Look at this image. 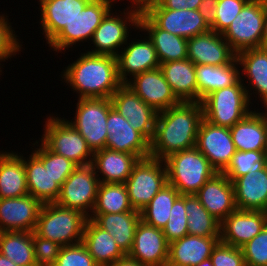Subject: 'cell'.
<instances>
[{
  "label": "cell",
  "mask_w": 267,
  "mask_h": 266,
  "mask_svg": "<svg viewBox=\"0 0 267 266\" xmlns=\"http://www.w3.org/2000/svg\"><path fill=\"white\" fill-rule=\"evenodd\" d=\"M201 102H180L157 114L150 156L164 160L170 154L196 146L203 119Z\"/></svg>",
  "instance_id": "1"
},
{
  "label": "cell",
  "mask_w": 267,
  "mask_h": 266,
  "mask_svg": "<svg viewBox=\"0 0 267 266\" xmlns=\"http://www.w3.org/2000/svg\"><path fill=\"white\" fill-rule=\"evenodd\" d=\"M61 76L78 98H109L123 84L118 76L117 59L111 55L81 53Z\"/></svg>",
  "instance_id": "2"
},
{
  "label": "cell",
  "mask_w": 267,
  "mask_h": 266,
  "mask_svg": "<svg viewBox=\"0 0 267 266\" xmlns=\"http://www.w3.org/2000/svg\"><path fill=\"white\" fill-rule=\"evenodd\" d=\"M87 219L79 210L63 207L56 202L44 203L34 233L61 246L75 245L82 242Z\"/></svg>",
  "instance_id": "3"
},
{
  "label": "cell",
  "mask_w": 267,
  "mask_h": 266,
  "mask_svg": "<svg viewBox=\"0 0 267 266\" xmlns=\"http://www.w3.org/2000/svg\"><path fill=\"white\" fill-rule=\"evenodd\" d=\"M164 161L168 184L180 195H195L217 173L196 147L170 154Z\"/></svg>",
  "instance_id": "4"
},
{
  "label": "cell",
  "mask_w": 267,
  "mask_h": 266,
  "mask_svg": "<svg viewBox=\"0 0 267 266\" xmlns=\"http://www.w3.org/2000/svg\"><path fill=\"white\" fill-rule=\"evenodd\" d=\"M243 78L232 86L218 89L202 101L203 117L211 124L231 128L252 110Z\"/></svg>",
  "instance_id": "5"
},
{
  "label": "cell",
  "mask_w": 267,
  "mask_h": 266,
  "mask_svg": "<svg viewBox=\"0 0 267 266\" xmlns=\"http://www.w3.org/2000/svg\"><path fill=\"white\" fill-rule=\"evenodd\" d=\"M48 117L40 141L50 151L64 156L77 166L92 164L94 153L72 124L64 118L54 117L53 115Z\"/></svg>",
  "instance_id": "6"
},
{
  "label": "cell",
  "mask_w": 267,
  "mask_h": 266,
  "mask_svg": "<svg viewBox=\"0 0 267 266\" xmlns=\"http://www.w3.org/2000/svg\"><path fill=\"white\" fill-rule=\"evenodd\" d=\"M124 184L131 206L141 211L168 184L165 161L151 156L139 159Z\"/></svg>",
  "instance_id": "7"
},
{
  "label": "cell",
  "mask_w": 267,
  "mask_h": 266,
  "mask_svg": "<svg viewBox=\"0 0 267 266\" xmlns=\"http://www.w3.org/2000/svg\"><path fill=\"white\" fill-rule=\"evenodd\" d=\"M131 4V10L129 8H125L123 12L124 14L121 13V15H117V12L112 13V10L106 14L100 25L94 31V35L91 40L92 44L96 48L92 51L86 52L91 54L111 55L115 57L118 55L120 52L119 48L122 49L123 44L126 45L127 40L129 39V27L135 26L133 27L134 29L139 26V16L142 11V7L132 0Z\"/></svg>",
  "instance_id": "8"
},
{
  "label": "cell",
  "mask_w": 267,
  "mask_h": 266,
  "mask_svg": "<svg viewBox=\"0 0 267 266\" xmlns=\"http://www.w3.org/2000/svg\"><path fill=\"white\" fill-rule=\"evenodd\" d=\"M74 121H69L94 153L105 148L107 118L113 108L109 98H78Z\"/></svg>",
  "instance_id": "9"
},
{
  "label": "cell",
  "mask_w": 267,
  "mask_h": 266,
  "mask_svg": "<svg viewBox=\"0 0 267 266\" xmlns=\"http://www.w3.org/2000/svg\"><path fill=\"white\" fill-rule=\"evenodd\" d=\"M264 21L265 1L249 0L222 36L236 54L244 50L260 48Z\"/></svg>",
  "instance_id": "10"
},
{
  "label": "cell",
  "mask_w": 267,
  "mask_h": 266,
  "mask_svg": "<svg viewBox=\"0 0 267 266\" xmlns=\"http://www.w3.org/2000/svg\"><path fill=\"white\" fill-rule=\"evenodd\" d=\"M117 0H91L72 21L49 43L53 51L62 52L76 43L92 40L94 31Z\"/></svg>",
  "instance_id": "11"
},
{
  "label": "cell",
  "mask_w": 267,
  "mask_h": 266,
  "mask_svg": "<svg viewBox=\"0 0 267 266\" xmlns=\"http://www.w3.org/2000/svg\"><path fill=\"white\" fill-rule=\"evenodd\" d=\"M100 181L92 164L77 166L63 182L56 203L89 217L96 202Z\"/></svg>",
  "instance_id": "12"
},
{
  "label": "cell",
  "mask_w": 267,
  "mask_h": 266,
  "mask_svg": "<svg viewBox=\"0 0 267 266\" xmlns=\"http://www.w3.org/2000/svg\"><path fill=\"white\" fill-rule=\"evenodd\" d=\"M141 7L160 29L186 39L211 30L198 9H165L157 0H148Z\"/></svg>",
  "instance_id": "13"
},
{
  "label": "cell",
  "mask_w": 267,
  "mask_h": 266,
  "mask_svg": "<svg viewBox=\"0 0 267 266\" xmlns=\"http://www.w3.org/2000/svg\"><path fill=\"white\" fill-rule=\"evenodd\" d=\"M112 107L149 142L155 132L158 112L146 104L131 88L123 83L110 97Z\"/></svg>",
  "instance_id": "14"
},
{
  "label": "cell",
  "mask_w": 267,
  "mask_h": 266,
  "mask_svg": "<svg viewBox=\"0 0 267 266\" xmlns=\"http://www.w3.org/2000/svg\"><path fill=\"white\" fill-rule=\"evenodd\" d=\"M195 147L217 172H223L228 167L236 152L230 128L211 124L204 118L198 129Z\"/></svg>",
  "instance_id": "15"
},
{
  "label": "cell",
  "mask_w": 267,
  "mask_h": 266,
  "mask_svg": "<svg viewBox=\"0 0 267 266\" xmlns=\"http://www.w3.org/2000/svg\"><path fill=\"white\" fill-rule=\"evenodd\" d=\"M125 84L158 113L181 102L160 67L137 74Z\"/></svg>",
  "instance_id": "16"
},
{
  "label": "cell",
  "mask_w": 267,
  "mask_h": 266,
  "mask_svg": "<svg viewBox=\"0 0 267 266\" xmlns=\"http://www.w3.org/2000/svg\"><path fill=\"white\" fill-rule=\"evenodd\" d=\"M128 256L147 266H166L169 242L162 229L140 220Z\"/></svg>",
  "instance_id": "17"
},
{
  "label": "cell",
  "mask_w": 267,
  "mask_h": 266,
  "mask_svg": "<svg viewBox=\"0 0 267 266\" xmlns=\"http://www.w3.org/2000/svg\"><path fill=\"white\" fill-rule=\"evenodd\" d=\"M187 58L195 65L222 66L233 63L237 54L222 34L209 30L188 39Z\"/></svg>",
  "instance_id": "18"
},
{
  "label": "cell",
  "mask_w": 267,
  "mask_h": 266,
  "mask_svg": "<svg viewBox=\"0 0 267 266\" xmlns=\"http://www.w3.org/2000/svg\"><path fill=\"white\" fill-rule=\"evenodd\" d=\"M106 126L108 136L105 148L133 154L138 159L150 156V142L114 108L108 113Z\"/></svg>",
  "instance_id": "19"
},
{
  "label": "cell",
  "mask_w": 267,
  "mask_h": 266,
  "mask_svg": "<svg viewBox=\"0 0 267 266\" xmlns=\"http://www.w3.org/2000/svg\"><path fill=\"white\" fill-rule=\"evenodd\" d=\"M267 225V212L236 209L220 224V242L241 248Z\"/></svg>",
  "instance_id": "20"
},
{
  "label": "cell",
  "mask_w": 267,
  "mask_h": 266,
  "mask_svg": "<svg viewBox=\"0 0 267 266\" xmlns=\"http://www.w3.org/2000/svg\"><path fill=\"white\" fill-rule=\"evenodd\" d=\"M42 203L31 195L0 199V232H34Z\"/></svg>",
  "instance_id": "21"
},
{
  "label": "cell",
  "mask_w": 267,
  "mask_h": 266,
  "mask_svg": "<svg viewBox=\"0 0 267 266\" xmlns=\"http://www.w3.org/2000/svg\"><path fill=\"white\" fill-rule=\"evenodd\" d=\"M195 196L205 209L220 222L237 209L233 183L223 172L214 174Z\"/></svg>",
  "instance_id": "22"
},
{
  "label": "cell",
  "mask_w": 267,
  "mask_h": 266,
  "mask_svg": "<svg viewBox=\"0 0 267 266\" xmlns=\"http://www.w3.org/2000/svg\"><path fill=\"white\" fill-rule=\"evenodd\" d=\"M135 40L130 43L127 41V47L122 48L124 50H120L121 52L116 56L118 76L122 83L128 81L127 76L133 77L160 67V61L151 40L147 36L145 39Z\"/></svg>",
  "instance_id": "23"
},
{
  "label": "cell",
  "mask_w": 267,
  "mask_h": 266,
  "mask_svg": "<svg viewBox=\"0 0 267 266\" xmlns=\"http://www.w3.org/2000/svg\"><path fill=\"white\" fill-rule=\"evenodd\" d=\"M91 0H43L41 8V28L49 44L72 21Z\"/></svg>",
  "instance_id": "24"
},
{
  "label": "cell",
  "mask_w": 267,
  "mask_h": 266,
  "mask_svg": "<svg viewBox=\"0 0 267 266\" xmlns=\"http://www.w3.org/2000/svg\"><path fill=\"white\" fill-rule=\"evenodd\" d=\"M220 237L186 235L169 243L166 266H196L209 259Z\"/></svg>",
  "instance_id": "25"
},
{
  "label": "cell",
  "mask_w": 267,
  "mask_h": 266,
  "mask_svg": "<svg viewBox=\"0 0 267 266\" xmlns=\"http://www.w3.org/2000/svg\"><path fill=\"white\" fill-rule=\"evenodd\" d=\"M232 183L238 210L267 212V165L236 178Z\"/></svg>",
  "instance_id": "26"
},
{
  "label": "cell",
  "mask_w": 267,
  "mask_h": 266,
  "mask_svg": "<svg viewBox=\"0 0 267 266\" xmlns=\"http://www.w3.org/2000/svg\"><path fill=\"white\" fill-rule=\"evenodd\" d=\"M138 28L137 30L147 32L160 64L187 59L188 39L160 29L143 11L139 16Z\"/></svg>",
  "instance_id": "27"
},
{
  "label": "cell",
  "mask_w": 267,
  "mask_h": 266,
  "mask_svg": "<svg viewBox=\"0 0 267 266\" xmlns=\"http://www.w3.org/2000/svg\"><path fill=\"white\" fill-rule=\"evenodd\" d=\"M263 112L251 111L230 128L236 151H266L267 124Z\"/></svg>",
  "instance_id": "28"
},
{
  "label": "cell",
  "mask_w": 267,
  "mask_h": 266,
  "mask_svg": "<svg viewBox=\"0 0 267 266\" xmlns=\"http://www.w3.org/2000/svg\"><path fill=\"white\" fill-rule=\"evenodd\" d=\"M138 160L133 154L104 148L94 152L92 165L100 183H125Z\"/></svg>",
  "instance_id": "29"
},
{
  "label": "cell",
  "mask_w": 267,
  "mask_h": 266,
  "mask_svg": "<svg viewBox=\"0 0 267 266\" xmlns=\"http://www.w3.org/2000/svg\"><path fill=\"white\" fill-rule=\"evenodd\" d=\"M88 218L106 230L115 239L121 250L128 255L131 251L136 228L141 220L140 211L91 214Z\"/></svg>",
  "instance_id": "30"
},
{
  "label": "cell",
  "mask_w": 267,
  "mask_h": 266,
  "mask_svg": "<svg viewBox=\"0 0 267 266\" xmlns=\"http://www.w3.org/2000/svg\"><path fill=\"white\" fill-rule=\"evenodd\" d=\"M82 243L99 266H108L126 256L115 239L90 218L84 226Z\"/></svg>",
  "instance_id": "31"
},
{
  "label": "cell",
  "mask_w": 267,
  "mask_h": 266,
  "mask_svg": "<svg viewBox=\"0 0 267 266\" xmlns=\"http://www.w3.org/2000/svg\"><path fill=\"white\" fill-rule=\"evenodd\" d=\"M237 60L239 62V68L242 67V74H245L244 78H248L250 85L245 88L247 91V95L249 101L251 99L250 92L254 89V93L258 94L260 102H262V106H267V49L265 48H252L248 50H244L237 54ZM252 86V87H251ZM252 88V89H251ZM258 91V92H257ZM251 93V94H250Z\"/></svg>",
  "instance_id": "32"
},
{
  "label": "cell",
  "mask_w": 267,
  "mask_h": 266,
  "mask_svg": "<svg viewBox=\"0 0 267 266\" xmlns=\"http://www.w3.org/2000/svg\"><path fill=\"white\" fill-rule=\"evenodd\" d=\"M173 93L181 102H198L195 64L188 58L160 64Z\"/></svg>",
  "instance_id": "33"
},
{
  "label": "cell",
  "mask_w": 267,
  "mask_h": 266,
  "mask_svg": "<svg viewBox=\"0 0 267 266\" xmlns=\"http://www.w3.org/2000/svg\"><path fill=\"white\" fill-rule=\"evenodd\" d=\"M26 195L28 189L23 154L0 151V199Z\"/></svg>",
  "instance_id": "34"
},
{
  "label": "cell",
  "mask_w": 267,
  "mask_h": 266,
  "mask_svg": "<svg viewBox=\"0 0 267 266\" xmlns=\"http://www.w3.org/2000/svg\"><path fill=\"white\" fill-rule=\"evenodd\" d=\"M238 66L237 59L231 64L222 66L195 65L198 102L215 90L235 85L243 76Z\"/></svg>",
  "instance_id": "35"
},
{
  "label": "cell",
  "mask_w": 267,
  "mask_h": 266,
  "mask_svg": "<svg viewBox=\"0 0 267 266\" xmlns=\"http://www.w3.org/2000/svg\"><path fill=\"white\" fill-rule=\"evenodd\" d=\"M27 159L23 157L28 194L42 204L56 202L61 188L56 183V179L49 174L43 163L33 153Z\"/></svg>",
  "instance_id": "36"
},
{
  "label": "cell",
  "mask_w": 267,
  "mask_h": 266,
  "mask_svg": "<svg viewBox=\"0 0 267 266\" xmlns=\"http://www.w3.org/2000/svg\"><path fill=\"white\" fill-rule=\"evenodd\" d=\"M0 254L9 258L17 266H37L34 256L33 232H0Z\"/></svg>",
  "instance_id": "37"
},
{
  "label": "cell",
  "mask_w": 267,
  "mask_h": 266,
  "mask_svg": "<svg viewBox=\"0 0 267 266\" xmlns=\"http://www.w3.org/2000/svg\"><path fill=\"white\" fill-rule=\"evenodd\" d=\"M188 234L202 237H220V224L195 195H185Z\"/></svg>",
  "instance_id": "38"
},
{
  "label": "cell",
  "mask_w": 267,
  "mask_h": 266,
  "mask_svg": "<svg viewBox=\"0 0 267 266\" xmlns=\"http://www.w3.org/2000/svg\"><path fill=\"white\" fill-rule=\"evenodd\" d=\"M138 211L130 204L124 183H100L91 214Z\"/></svg>",
  "instance_id": "39"
},
{
  "label": "cell",
  "mask_w": 267,
  "mask_h": 266,
  "mask_svg": "<svg viewBox=\"0 0 267 266\" xmlns=\"http://www.w3.org/2000/svg\"><path fill=\"white\" fill-rule=\"evenodd\" d=\"M179 195L174 186L166 184L140 211V219L148 225L163 229L170 217L174 201Z\"/></svg>",
  "instance_id": "40"
},
{
  "label": "cell",
  "mask_w": 267,
  "mask_h": 266,
  "mask_svg": "<svg viewBox=\"0 0 267 266\" xmlns=\"http://www.w3.org/2000/svg\"><path fill=\"white\" fill-rule=\"evenodd\" d=\"M266 165V151H236L223 173L233 182L236 178L263 169Z\"/></svg>",
  "instance_id": "41"
},
{
  "label": "cell",
  "mask_w": 267,
  "mask_h": 266,
  "mask_svg": "<svg viewBox=\"0 0 267 266\" xmlns=\"http://www.w3.org/2000/svg\"><path fill=\"white\" fill-rule=\"evenodd\" d=\"M40 144L39 148L34 149L32 152L61 187L77 165L64 156L50 151L42 142Z\"/></svg>",
  "instance_id": "42"
},
{
  "label": "cell",
  "mask_w": 267,
  "mask_h": 266,
  "mask_svg": "<svg viewBox=\"0 0 267 266\" xmlns=\"http://www.w3.org/2000/svg\"><path fill=\"white\" fill-rule=\"evenodd\" d=\"M162 231L169 243L188 235L185 195H179L174 201L170 217Z\"/></svg>",
  "instance_id": "43"
},
{
  "label": "cell",
  "mask_w": 267,
  "mask_h": 266,
  "mask_svg": "<svg viewBox=\"0 0 267 266\" xmlns=\"http://www.w3.org/2000/svg\"><path fill=\"white\" fill-rule=\"evenodd\" d=\"M249 0H217L215 23L211 30L223 34Z\"/></svg>",
  "instance_id": "44"
},
{
  "label": "cell",
  "mask_w": 267,
  "mask_h": 266,
  "mask_svg": "<svg viewBox=\"0 0 267 266\" xmlns=\"http://www.w3.org/2000/svg\"><path fill=\"white\" fill-rule=\"evenodd\" d=\"M53 266H99L81 242L75 245L62 246Z\"/></svg>",
  "instance_id": "45"
},
{
  "label": "cell",
  "mask_w": 267,
  "mask_h": 266,
  "mask_svg": "<svg viewBox=\"0 0 267 266\" xmlns=\"http://www.w3.org/2000/svg\"><path fill=\"white\" fill-rule=\"evenodd\" d=\"M241 248L246 266H267V225Z\"/></svg>",
  "instance_id": "46"
},
{
  "label": "cell",
  "mask_w": 267,
  "mask_h": 266,
  "mask_svg": "<svg viewBox=\"0 0 267 266\" xmlns=\"http://www.w3.org/2000/svg\"><path fill=\"white\" fill-rule=\"evenodd\" d=\"M8 16L0 14V60L5 62L11 56L17 55L21 51L22 44L19 41L18 36L15 34L11 23L9 22Z\"/></svg>",
  "instance_id": "47"
},
{
  "label": "cell",
  "mask_w": 267,
  "mask_h": 266,
  "mask_svg": "<svg viewBox=\"0 0 267 266\" xmlns=\"http://www.w3.org/2000/svg\"><path fill=\"white\" fill-rule=\"evenodd\" d=\"M33 247L37 266H53L62 248L57 242L46 240L34 232Z\"/></svg>",
  "instance_id": "48"
},
{
  "label": "cell",
  "mask_w": 267,
  "mask_h": 266,
  "mask_svg": "<svg viewBox=\"0 0 267 266\" xmlns=\"http://www.w3.org/2000/svg\"><path fill=\"white\" fill-rule=\"evenodd\" d=\"M213 266H246L242 248L219 242L210 256Z\"/></svg>",
  "instance_id": "49"
},
{
  "label": "cell",
  "mask_w": 267,
  "mask_h": 266,
  "mask_svg": "<svg viewBox=\"0 0 267 266\" xmlns=\"http://www.w3.org/2000/svg\"><path fill=\"white\" fill-rule=\"evenodd\" d=\"M165 9L197 10L202 0H157Z\"/></svg>",
  "instance_id": "50"
},
{
  "label": "cell",
  "mask_w": 267,
  "mask_h": 266,
  "mask_svg": "<svg viewBox=\"0 0 267 266\" xmlns=\"http://www.w3.org/2000/svg\"><path fill=\"white\" fill-rule=\"evenodd\" d=\"M217 0H202L198 8L201 16L204 18L207 25L211 28L215 23V8Z\"/></svg>",
  "instance_id": "51"
},
{
  "label": "cell",
  "mask_w": 267,
  "mask_h": 266,
  "mask_svg": "<svg viewBox=\"0 0 267 266\" xmlns=\"http://www.w3.org/2000/svg\"><path fill=\"white\" fill-rule=\"evenodd\" d=\"M108 266H147V265L141 264L137 260H134L130 258L128 255H126L124 258L119 259L113 264H110Z\"/></svg>",
  "instance_id": "52"
},
{
  "label": "cell",
  "mask_w": 267,
  "mask_h": 266,
  "mask_svg": "<svg viewBox=\"0 0 267 266\" xmlns=\"http://www.w3.org/2000/svg\"><path fill=\"white\" fill-rule=\"evenodd\" d=\"M261 47L267 49V0L265 1L264 33L262 37Z\"/></svg>",
  "instance_id": "53"
},
{
  "label": "cell",
  "mask_w": 267,
  "mask_h": 266,
  "mask_svg": "<svg viewBox=\"0 0 267 266\" xmlns=\"http://www.w3.org/2000/svg\"><path fill=\"white\" fill-rule=\"evenodd\" d=\"M0 266H17L14 262H12L9 258L0 254Z\"/></svg>",
  "instance_id": "54"
},
{
  "label": "cell",
  "mask_w": 267,
  "mask_h": 266,
  "mask_svg": "<svg viewBox=\"0 0 267 266\" xmlns=\"http://www.w3.org/2000/svg\"><path fill=\"white\" fill-rule=\"evenodd\" d=\"M196 266H213L211 259H206L201 263L197 264Z\"/></svg>",
  "instance_id": "55"
},
{
  "label": "cell",
  "mask_w": 267,
  "mask_h": 266,
  "mask_svg": "<svg viewBox=\"0 0 267 266\" xmlns=\"http://www.w3.org/2000/svg\"><path fill=\"white\" fill-rule=\"evenodd\" d=\"M132 1L136 2L139 5H142L143 3H145L148 0H132Z\"/></svg>",
  "instance_id": "56"
},
{
  "label": "cell",
  "mask_w": 267,
  "mask_h": 266,
  "mask_svg": "<svg viewBox=\"0 0 267 266\" xmlns=\"http://www.w3.org/2000/svg\"><path fill=\"white\" fill-rule=\"evenodd\" d=\"M266 108V110H265V119H266V124H267V106L265 107ZM266 155H267V145H266Z\"/></svg>",
  "instance_id": "57"
}]
</instances>
